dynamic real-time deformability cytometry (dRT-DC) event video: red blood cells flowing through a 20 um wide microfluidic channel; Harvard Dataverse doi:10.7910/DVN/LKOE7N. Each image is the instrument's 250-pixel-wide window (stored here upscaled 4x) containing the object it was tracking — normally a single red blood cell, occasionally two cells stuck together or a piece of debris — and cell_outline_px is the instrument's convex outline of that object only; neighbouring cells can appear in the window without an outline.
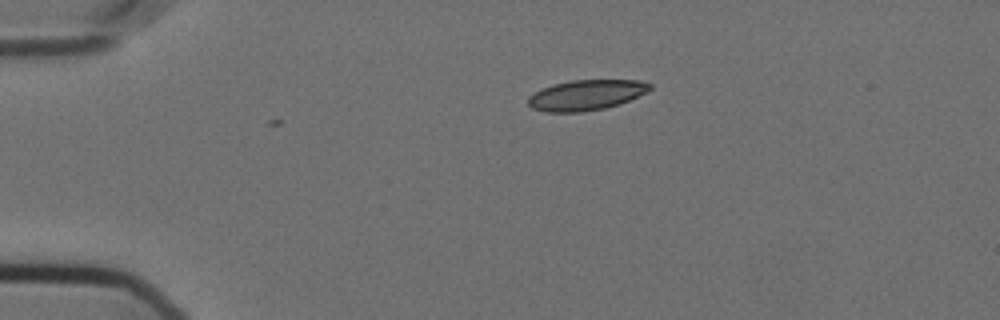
{"species": "Egyptian fruit bat (a non-hibernating species)", "species_latin": "Rousettus aegyptiacus", "temperature_condition": "cold", "stored_images_in_passage": 2, "camera_frame_rate_fps": 3000, "um_per_image_px": 0.085, "animal": {"sex": "female"}, "frame": {"image": 1, "passage_image": 1, "time_ms": 0.0, "image_size_px": [1000, 320], "cell_outline_px": [[652, 88], [620, 104], [604, 108], [580, 112], [544, 112], [532, 108], [528, 104], [528, 96], [552, 84], [572, 80], [636, 80], [652, 84]], "centroid_in_image_um": [49.79, 8.08], "position_along_channel_um": 35.2, "area_um2": 21.33}}